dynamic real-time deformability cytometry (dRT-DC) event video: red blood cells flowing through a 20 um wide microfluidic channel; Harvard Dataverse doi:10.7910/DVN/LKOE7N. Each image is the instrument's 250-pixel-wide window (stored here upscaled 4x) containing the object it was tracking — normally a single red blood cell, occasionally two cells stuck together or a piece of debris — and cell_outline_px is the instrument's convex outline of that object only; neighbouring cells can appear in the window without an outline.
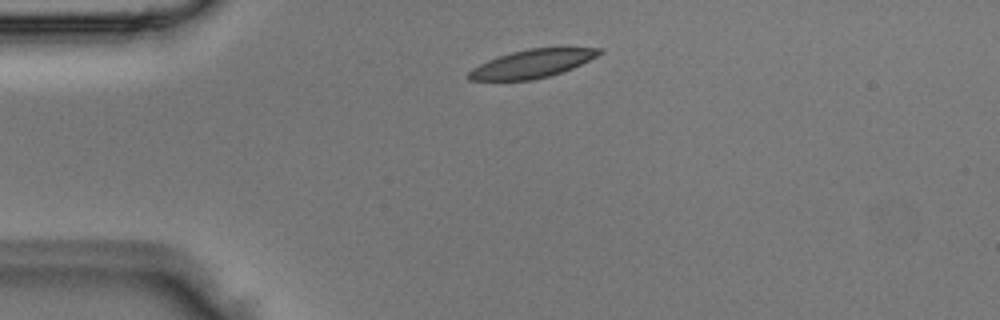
{"species": "Egyptian fruit bat (a non-hibernating species)", "species_latin": "Rousettus aegyptiacus", "temperature_condition": "room temperature", "stored_images_in_passage": 2, "camera_frame_rate_fps": 3000, "um_per_image_px": 0.085, "animal": {"sex": "male"}, "frame": {"image": 1, "passage_image": 1, "time_ms": 0.0, "image_size_px": [1000, 320], "cell_outline_px": [[604, 52], [572, 68], [548, 76], [532, 80], [468, 80], [468, 72], [472, 68], [488, 60], [512, 52], [528, 48], [604, 48]], "centroid_in_image_um": [45.22, 5.41], "position_along_channel_um": 39.8, "area_um2": 21.1}}
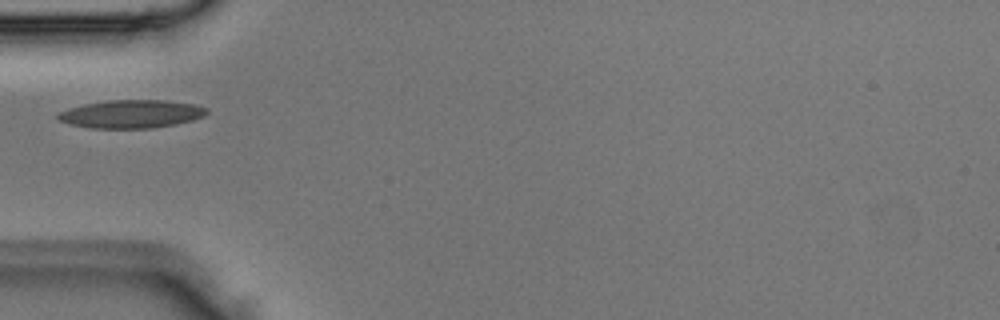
{"frame": {"image": 2, "passage_image": 2, "time_ms": 0.333, "image_size_px": [1000, 320], "cell_outline_px": [[208, 112], [204, 116], [192, 120], [176, 124], [152, 128], [88, 128], [68, 124], [60, 120], [56, 116], [60, 112], [68, 108], [84, 104], [108, 100], [164, 100], [196, 104], [208, 108]], "centroid_in_image_um": [11.17, 9.69], "position_along_channel_um": 73.8, "area_um2": 24.51}}